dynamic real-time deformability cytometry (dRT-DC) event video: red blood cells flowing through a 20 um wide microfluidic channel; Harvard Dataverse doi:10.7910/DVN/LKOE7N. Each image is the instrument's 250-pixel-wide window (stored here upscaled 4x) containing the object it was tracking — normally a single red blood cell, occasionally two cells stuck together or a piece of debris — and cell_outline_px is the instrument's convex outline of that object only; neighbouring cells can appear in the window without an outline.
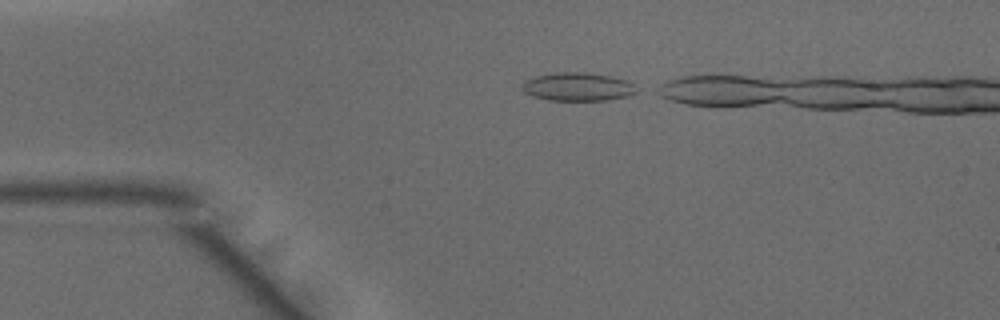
{"species": "common noctule bat (a hibernating species)", "species_latin": "Nyctalus noctula", "temperature_condition": "warm", "stored_images_in_passage": 7, "camera_frame_rate_fps": 3000, "um_per_image_px": 0.085, "animal": {"sex": "male", "body_mass_g": 15.6}, "frame": {"image": 1, "passage_image": 1, "time_ms": 0.0, "image_size_px": [1000, 320], "cell_outline_px": [[636, 92], [628, 96], [608, 100], [548, 100], [532, 96], [524, 92], [520, 88], [520, 84], [524, 80], [536, 76], [552, 72], [584, 72], [612, 76], [628, 80], [632, 84]], "centroid_in_image_um": [49.05, 7.37], "position_along_channel_um": 36.0, "area_um2": 19.07}}